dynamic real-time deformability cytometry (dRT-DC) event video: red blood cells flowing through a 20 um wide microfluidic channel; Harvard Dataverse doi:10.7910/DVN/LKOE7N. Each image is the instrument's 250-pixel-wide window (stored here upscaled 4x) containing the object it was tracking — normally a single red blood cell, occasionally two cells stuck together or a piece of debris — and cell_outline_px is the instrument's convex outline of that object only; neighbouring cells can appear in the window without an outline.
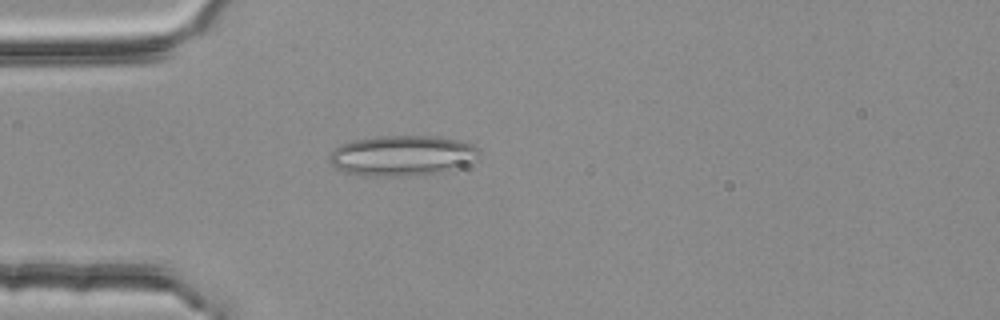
{"species": "common noctule bat (a hibernating species)", "species_latin": "Nyctalus noctula", "temperature_condition": "room temperature", "stored_images_in_passage": 3, "camera_frame_rate_fps": 3000, "um_per_image_px": 0.085, "animal": {"sex": "female", "body_mass_g": 25.1}, "frame": {"image": 1, "passage_image": 3, "time_ms": 0.667, "image_size_px": [1000, 320], "cell_outline_px": [[480, 152], [468, 160], [452, 168], [440, 172], [424, 176], [364, 176], [344, 172], [336, 168], [328, 160], [328, 156], [340, 144], [352, 140], [376, 136], [436, 136], [460, 140], [472, 144], [480, 148]], "centroid_in_image_um": [34.09, 13.22], "position_along_channel_um": 50.9, "area_um2": 35.2}}